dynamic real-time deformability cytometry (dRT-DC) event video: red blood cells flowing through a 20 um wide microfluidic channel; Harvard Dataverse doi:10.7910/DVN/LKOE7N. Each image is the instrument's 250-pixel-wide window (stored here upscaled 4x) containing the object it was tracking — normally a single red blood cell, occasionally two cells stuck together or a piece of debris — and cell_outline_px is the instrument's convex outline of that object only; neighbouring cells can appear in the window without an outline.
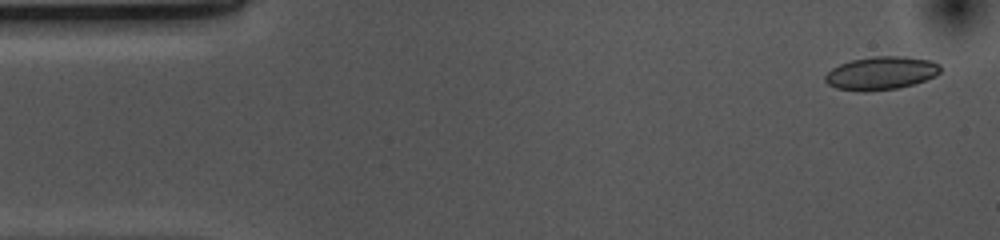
{"species": "common noctule bat (a hibernating species)", "species_latin": "Nyctalus noctula", "temperature_condition": "cold", "stored_images_in_passage": 53, "camera_frame_rate_fps": 3000, "um_per_image_px": 0.085, "animal": {"sex": "female", "body_mass_g": 10.0, "forearm_length_mm": 53.1}, "frame": {"image": 1, "passage_image": 2, "time_ms": 0.333, "image_size_px": [1000, 240], "cell_outline_px": [[940, 72], [936, 76], [912, 84], [896, 88], [864, 92], [860, 92], [836, 88], [828, 84], [824, 80], [824, 76], [832, 68], [840, 64], [852, 60], [872, 56], [904, 56], [932, 60], [940, 64]], "centroid_in_image_um": [74.88, 6.21], "position_along_channel_um": 10.1, "area_um2": 22.37}}
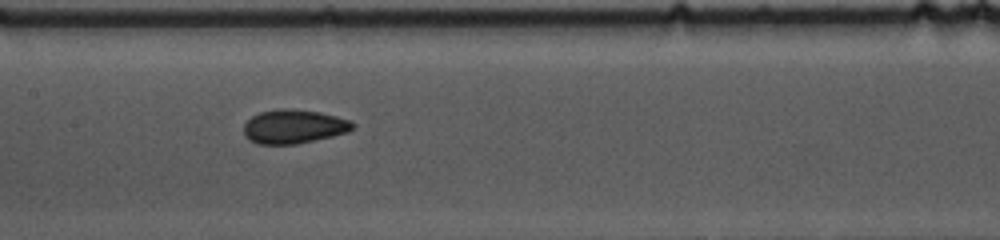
{"frame": {"image": 2, "passage_image": 24, "time_ms": 7.667, "image_size_px": [1000, 240], "cell_outline_px": [[356, 128], [348, 132], [332, 136], [296, 144], [256, 144], [248, 140], [244, 136], [244, 124], [252, 116], [260, 112], [280, 108], [284, 108], [320, 112], [352, 120], [356, 124]], "centroid_in_image_um": [24.99, 10.76], "position_along_channel_um": 182.4, "area_um2": 21.73}}
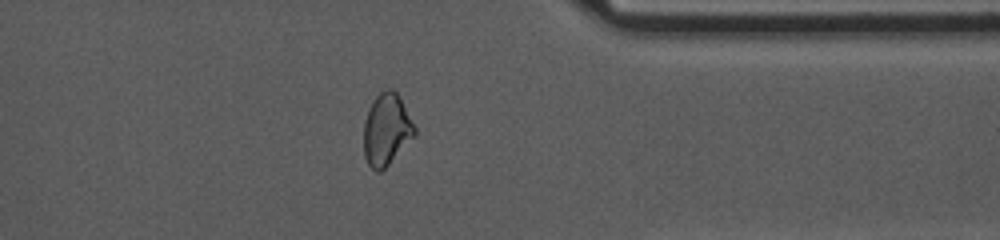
{"frame": {"image": 3, "passage_image": 41, "time_ms": 13.333, "image_size_px": [1000, 240], "cell_outline_px": [[416, 132], [388, 164], [380, 172], [376, 172], [368, 164], [364, 156], [364, 120], [368, 108], [372, 100], [380, 92], [388, 88], [392, 88], [396, 92], [416, 128]], "centroid_in_image_um": [32.81, 10.99], "position_along_channel_um": 378.6, "area_um2": 20.87}, "authors_computed_cell_mechanics": {"area_um2": 21.675, "velocity_mm_per_s": 3.6896, "shape_relaxation_time_tau1_ms": 6.9356, "shape_relaxation_time_tau2_ms": 1.4262, "deformation_change_tau1": 0.14, "deformation_change_tau2": 0.055}}